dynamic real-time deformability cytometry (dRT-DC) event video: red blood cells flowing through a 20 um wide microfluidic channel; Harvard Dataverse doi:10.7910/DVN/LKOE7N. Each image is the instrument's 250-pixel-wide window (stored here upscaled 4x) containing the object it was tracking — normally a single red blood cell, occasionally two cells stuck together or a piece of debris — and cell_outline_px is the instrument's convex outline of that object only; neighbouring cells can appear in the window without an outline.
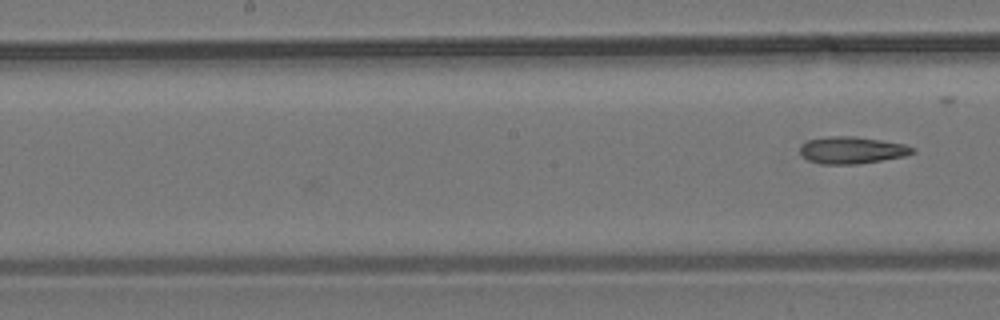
{"species": "common noctule bat (a hibernating species)", "species_latin": "Nyctalus noctula", "temperature_condition": "room temperature", "stored_images_in_passage": 5, "camera_frame_rate_fps": 3000, "um_per_image_px": 0.085, "animal": {"sex": "male", "body_mass_g": 19.2, "forearm_length_mm": 51.8}, "frame": {"image": 1, "passage_image": 5, "time_ms": 4.667, "image_size_px": [1000, 320], "cell_outline_px": [[916, 152], [904, 156], [856, 164], [820, 164], [808, 160], [800, 156], [800, 144], [808, 140], [828, 136], [856, 136], [904, 144], [916, 148]], "centroid_in_image_um": [72.38, 12.76], "position_along_channel_um": 175.8, "area_um2": 17.8}}